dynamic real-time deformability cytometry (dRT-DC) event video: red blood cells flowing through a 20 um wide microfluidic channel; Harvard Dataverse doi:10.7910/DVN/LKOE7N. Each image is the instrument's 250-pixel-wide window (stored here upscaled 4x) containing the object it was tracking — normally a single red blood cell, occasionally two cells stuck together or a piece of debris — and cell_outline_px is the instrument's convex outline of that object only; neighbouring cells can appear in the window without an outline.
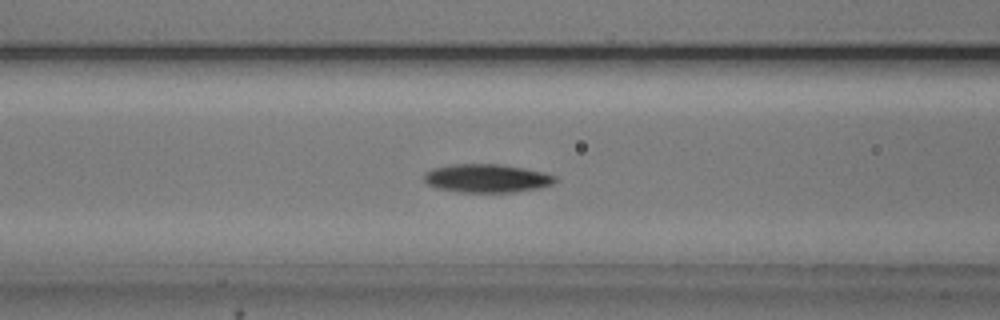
{"species": "common noctule bat (a hibernating species)", "species_latin": "Nyctalus noctula", "temperature_condition": "cold", "stored_images_in_passage": 17, "camera_frame_rate_fps": 3000, "um_per_image_px": 0.085, "animal": {"sex": "male", "body_mass_g": 20.5, "forearm_length_mm": 52.5}, "frame": {"image": 1, "passage_image": 9, "time_ms": 2.667, "image_size_px": [1000, 320], "cell_outline_px": [[560, 180], [552, 184], [540, 188], [512, 192], [460, 192], [436, 188], [428, 184], [424, 180], [424, 172], [432, 168], [452, 164], [504, 164], [544, 172], [556, 176]], "centroid_in_image_um": [41.4, 15.15], "position_along_channel_um": 125.2, "area_um2": 21.96}}